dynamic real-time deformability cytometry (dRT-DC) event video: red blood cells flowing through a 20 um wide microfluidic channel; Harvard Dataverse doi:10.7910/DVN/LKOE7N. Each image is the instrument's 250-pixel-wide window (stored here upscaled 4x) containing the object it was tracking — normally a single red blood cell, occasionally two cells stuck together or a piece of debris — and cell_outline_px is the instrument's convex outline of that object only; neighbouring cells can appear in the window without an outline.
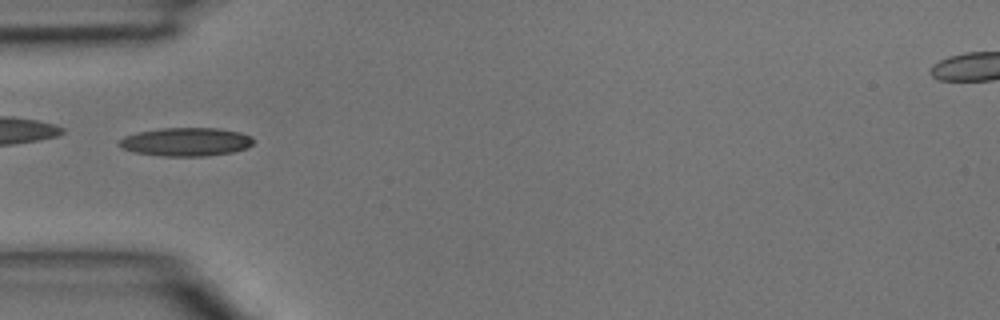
{"species": "common noctule bat (a hibernating species)", "species_latin": "Nyctalus noctula", "temperature_condition": "room temperature", "stored_images_in_passage": 42, "camera_frame_rate_fps": 3000, "um_per_image_px": 0.085, "animal": {"sex": "male", "body_mass_g": 15.6}, "frame": {"image": 1, "passage_image": 13, "time_ms": 4.0, "image_size_px": [1000, 320], "cell_outline_px": [[252, 144], [248, 148], [232, 152], [208, 156], [160, 156], [136, 152], [124, 148], [116, 144], [124, 136], [136, 132], [164, 128], [220, 128], [240, 132], [252, 136]], "centroid_in_image_um": [15.83, 12.05], "position_along_channel_um": 69.2, "area_um2": 22.31}}